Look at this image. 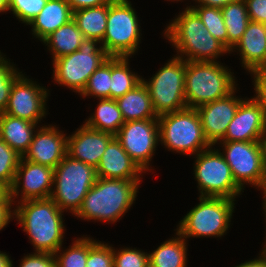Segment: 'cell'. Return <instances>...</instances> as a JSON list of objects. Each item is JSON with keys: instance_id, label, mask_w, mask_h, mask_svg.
<instances>
[{"instance_id": "cell-35", "label": "cell", "mask_w": 266, "mask_h": 267, "mask_svg": "<svg viewBox=\"0 0 266 267\" xmlns=\"http://www.w3.org/2000/svg\"><path fill=\"white\" fill-rule=\"evenodd\" d=\"M7 60L0 52V113H4L14 82L22 75Z\"/></svg>"}, {"instance_id": "cell-13", "label": "cell", "mask_w": 266, "mask_h": 267, "mask_svg": "<svg viewBox=\"0 0 266 267\" xmlns=\"http://www.w3.org/2000/svg\"><path fill=\"white\" fill-rule=\"evenodd\" d=\"M115 138L143 172L149 170L159 141L158 119L125 122Z\"/></svg>"}, {"instance_id": "cell-8", "label": "cell", "mask_w": 266, "mask_h": 267, "mask_svg": "<svg viewBox=\"0 0 266 267\" xmlns=\"http://www.w3.org/2000/svg\"><path fill=\"white\" fill-rule=\"evenodd\" d=\"M98 43L94 39H85L77 51L55 59L54 80L81 94L90 76L110 58L102 46L96 47Z\"/></svg>"}, {"instance_id": "cell-49", "label": "cell", "mask_w": 266, "mask_h": 267, "mask_svg": "<svg viewBox=\"0 0 266 267\" xmlns=\"http://www.w3.org/2000/svg\"><path fill=\"white\" fill-rule=\"evenodd\" d=\"M8 10V4L5 0H0V12H6Z\"/></svg>"}, {"instance_id": "cell-9", "label": "cell", "mask_w": 266, "mask_h": 267, "mask_svg": "<svg viewBox=\"0 0 266 267\" xmlns=\"http://www.w3.org/2000/svg\"><path fill=\"white\" fill-rule=\"evenodd\" d=\"M128 0H114L108 8L107 27L100 45L110 57H131L140 42V25Z\"/></svg>"}, {"instance_id": "cell-20", "label": "cell", "mask_w": 266, "mask_h": 267, "mask_svg": "<svg viewBox=\"0 0 266 267\" xmlns=\"http://www.w3.org/2000/svg\"><path fill=\"white\" fill-rule=\"evenodd\" d=\"M142 172L115 137L108 143L96 167L97 178L140 181Z\"/></svg>"}, {"instance_id": "cell-50", "label": "cell", "mask_w": 266, "mask_h": 267, "mask_svg": "<svg viewBox=\"0 0 266 267\" xmlns=\"http://www.w3.org/2000/svg\"><path fill=\"white\" fill-rule=\"evenodd\" d=\"M264 179H266V149H265V163H264Z\"/></svg>"}, {"instance_id": "cell-10", "label": "cell", "mask_w": 266, "mask_h": 267, "mask_svg": "<svg viewBox=\"0 0 266 267\" xmlns=\"http://www.w3.org/2000/svg\"><path fill=\"white\" fill-rule=\"evenodd\" d=\"M185 71L186 60L174 56L150 81L142 78L157 116L187 108Z\"/></svg>"}, {"instance_id": "cell-47", "label": "cell", "mask_w": 266, "mask_h": 267, "mask_svg": "<svg viewBox=\"0 0 266 267\" xmlns=\"http://www.w3.org/2000/svg\"><path fill=\"white\" fill-rule=\"evenodd\" d=\"M10 194V190L3 184H0V202Z\"/></svg>"}, {"instance_id": "cell-31", "label": "cell", "mask_w": 266, "mask_h": 267, "mask_svg": "<svg viewBox=\"0 0 266 267\" xmlns=\"http://www.w3.org/2000/svg\"><path fill=\"white\" fill-rule=\"evenodd\" d=\"M97 242L92 238L82 237L76 239L69 247L70 249L67 248L65 252L62 251L63 253L60 252V248L54 254L56 267H86L88 252Z\"/></svg>"}, {"instance_id": "cell-45", "label": "cell", "mask_w": 266, "mask_h": 267, "mask_svg": "<svg viewBox=\"0 0 266 267\" xmlns=\"http://www.w3.org/2000/svg\"><path fill=\"white\" fill-rule=\"evenodd\" d=\"M194 1L198 2L200 6L222 8L227 4L237 0H194Z\"/></svg>"}, {"instance_id": "cell-16", "label": "cell", "mask_w": 266, "mask_h": 267, "mask_svg": "<svg viewBox=\"0 0 266 267\" xmlns=\"http://www.w3.org/2000/svg\"><path fill=\"white\" fill-rule=\"evenodd\" d=\"M221 141H266V116L253 97L240 102Z\"/></svg>"}, {"instance_id": "cell-41", "label": "cell", "mask_w": 266, "mask_h": 267, "mask_svg": "<svg viewBox=\"0 0 266 267\" xmlns=\"http://www.w3.org/2000/svg\"><path fill=\"white\" fill-rule=\"evenodd\" d=\"M251 21L266 23V0H245Z\"/></svg>"}, {"instance_id": "cell-24", "label": "cell", "mask_w": 266, "mask_h": 267, "mask_svg": "<svg viewBox=\"0 0 266 267\" xmlns=\"http://www.w3.org/2000/svg\"><path fill=\"white\" fill-rule=\"evenodd\" d=\"M116 102L125 122L158 119L148 89L143 82L133 90L117 98Z\"/></svg>"}, {"instance_id": "cell-39", "label": "cell", "mask_w": 266, "mask_h": 267, "mask_svg": "<svg viewBox=\"0 0 266 267\" xmlns=\"http://www.w3.org/2000/svg\"><path fill=\"white\" fill-rule=\"evenodd\" d=\"M254 76V89L256 97L254 99L264 110L266 116V67L255 69L250 72Z\"/></svg>"}, {"instance_id": "cell-23", "label": "cell", "mask_w": 266, "mask_h": 267, "mask_svg": "<svg viewBox=\"0 0 266 267\" xmlns=\"http://www.w3.org/2000/svg\"><path fill=\"white\" fill-rule=\"evenodd\" d=\"M36 126L37 123L0 113V139L21 156L28 150Z\"/></svg>"}, {"instance_id": "cell-43", "label": "cell", "mask_w": 266, "mask_h": 267, "mask_svg": "<svg viewBox=\"0 0 266 267\" xmlns=\"http://www.w3.org/2000/svg\"><path fill=\"white\" fill-rule=\"evenodd\" d=\"M72 11H77L84 8L98 7L107 3H112L114 0H66Z\"/></svg>"}, {"instance_id": "cell-1", "label": "cell", "mask_w": 266, "mask_h": 267, "mask_svg": "<svg viewBox=\"0 0 266 267\" xmlns=\"http://www.w3.org/2000/svg\"><path fill=\"white\" fill-rule=\"evenodd\" d=\"M18 204L14 216L29 235L35 252L55 254L64 238V211L51 198L18 201Z\"/></svg>"}, {"instance_id": "cell-22", "label": "cell", "mask_w": 266, "mask_h": 267, "mask_svg": "<svg viewBox=\"0 0 266 267\" xmlns=\"http://www.w3.org/2000/svg\"><path fill=\"white\" fill-rule=\"evenodd\" d=\"M73 19V11L66 0H48L45 7L29 24L32 34L44 41L54 31Z\"/></svg>"}, {"instance_id": "cell-18", "label": "cell", "mask_w": 266, "mask_h": 267, "mask_svg": "<svg viewBox=\"0 0 266 267\" xmlns=\"http://www.w3.org/2000/svg\"><path fill=\"white\" fill-rule=\"evenodd\" d=\"M61 132L55 125L37 128L22 158L55 169L67 154V136Z\"/></svg>"}, {"instance_id": "cell-40", "label": "cell", "mask_w": 266, "mask_h": 267, "mask_svg": "<svg viewBox=\"0 0 266 267\" xmlns=\"http://www.w3.org/2000/svg\"><path fill=\"white\" fill-rule=\"evenodd\" d=\"M19 267H56L55 256L52 253L35 252L26 255Z\"/></svg>"}, {"instance_id": "cell-32", "label": "cell", "mask_w": 266, "mask_h": 267, "mask_svg": "<svg viewBox=\"0 0 266 267\" xmlns=\"http://www.w3.org/2000/svg\"><path fill=\"white\" fill-rule=\"evenodd\" d=\"M201 19L209 33L227 48V29L221 8L206 6H188Z\"/></svg>"}, {"instance_id": "cell-6", "label": "cell", "mask_w": 266, "mask_h": 267, "mask_svg": "<svg viewBox=\"0 0 266 267\" xmlns=\"http://www.w3.org/2000/svg\"><path fill=\"white\" fill-rule=\"evenodd\" d=\"M97 180L96 168L74 159L68 154L54 169L55 185L51 199L60 210L75 214L89 189Z\"/></svg>"}, {"instance_id": "cell-3", "label": "cell", "mask_w": 266, "mask_h": 267, "mask_svg": "<svg viewBox=\"0 0 266 267\" xmlns=\"http://www.w3.org/2000/svg\"><path fill=\"white\" fill-rule=\"evenodd\" d=\"M140 181L97 178L74 214L86 220L116 222L134 203Z\"/></svg>"}, {"instance_id": "cell-30", "label": "cell", "mask_w": 266, "mask_h": 267, "mask_svg": "<svg viewBox=\"0 0 266 267\" xmlns=\"http://www.w3.org/2000/svg\"><path fill=\"white\" fill-rule=\"evenodd\" d=\"M128 60V57H111L110 99L116 100L142 82V77L129 70Z\"/></svg>"}, {"instance_id": "cell-26", "label": "cell", "mask_w": 266, "mask_h": 267, "mask_svg": "<svg viewBox=\"0 0 266 267\" xmlns=\"http://www.w3.org/2000/svg\"><path fill=\"white\" fill-rule=\"evenodd\" d=\"M84 40V35L72 19L54 31L43 43L48 45V50L52 52L54 61L59 57L77 51Z\"/></svg>"}, {"instance_id": "cell-42", "label": "cell", "mask_w": 266, "mask_h": 267, "mask_svg": "<svg viewBox=\"0 0 266 267\" xmlns=\"http://www.w3.org/2000/svg\"><path fill=\"white\" fill-rule=\"evenodd\" d=\"M13 202L15 201L10 198V194L0 202V230H2L14 216V210H10Z\"/></svg>"}, {"instance_id": "cell-7", "label": "cell", "mask_w": 266, "mask_h": 267, "mask_svg": "<svg viewBox=\"0 0 266 267\" xmlns=\"http://www.w3.org/2000/svg\"><path fill=\"white\" fill-rule=\"evenodd\" d=\"M199 201L200 203L180 221L177 232L185 239L223 236L230 226L235 200L200 196Z\"/></svg>"}, {"instance_id": "cell-4", "label": "cell", "mask_w": 266, "mask_h": 267, "mask_svg": "<svg viewBox=\"0 0 266 267\" xmlns=\"http://www.w3.org/2000/svg\"><path fill=\"white\" fill-rule=\"evenodd\" d=\"M218 62L186 61L185 100L197 108L228 96L236 89L235 76Z\"/></svg>"}, {"instance_id": "cell-37", "label": "cell", "mask_w": 266, "mask_h": 267, "mask_svg": "<svg viewBox=\"0 0 266 267\" xmlns=\"http://www.w3.org/2000/svg\"><path fill=\"white\" fill-rule=\"evenodd\" d=\"M113 267H149V254L136 248H113Z\"/></svg>"}, {"instance_id": "cell-25", "label": "cell", "mask_w": 266, "mask_h": 267, "mask_svg": "<svg viewBox=\"0 0 266 267\" xmlns=\"http://www.w3.org/2000/svg\"><path fill=\"white\" fill-rule=\"evenodd\" d=\"M110 4L107 3L98 7L73 11V20L85 39H94L100 43L102 42L106 32Z\"/></svg>"}, {"instance_id": "cell-38", "label": "cell", "mask_w": 266, "mask_h": 267, "mask_svg": "<svg viewBox=\"0 0 266 267\" xmlns=\"http://www.w3.org/2000/svg\"><path fill=\"white\" fill-rule=\"evenodd\" d=\"M86 267H113V247L97 242L88 252Z\"/></svg>"}, {"instance_id": "cell-19", "label": "cell", "mask_w": 266, "mask_h": 267, "mask_svg": "<svg viewBox=\"0 0 266 267\" xmlns=\"http://www.w3.org/2000/svg\"><path fill=\"white\" fill-rule=\"evenodd\" d=\"M114 137L110 133L91 129L84 124L67 137V154L96 168L108 143Z\"/></svg>"}, {"instance_id": "cell-2", "label": "cell", "mask_w": 266, "mask_h": 267, "mask_svg": "<svg viewBox=\"0 0 266 267\" xmlns=\"http://www.w3.org/2000/svg\"><path fill=\"white\" fill-rule=\"evenodd\" d=\"M165 37L178 50L177 57L193 62H217L221 54L230 51L207 30L198 15L187 7L167 26ZM186 55V56H184ZM184 56V57H183ZM185 57H187L185 59Z\"/></svg>"}, {"instance_id": "cell-28", "label": "cell", "mask_w": 266, "mask_h": 267, "mask_svg": "<svg viewBox=\"0 0 266 267\" xmlns=\"http://www.w3.org/2000/svg\"><path fill=\"white\" fill-rule=\"evenodd\" d=\"M221 12L227 29V49L231 52L250 22L245 0L231 2Z\"/></svg>"}, {"instance_id": "cell-46", "label": "cell", "mask_w": 266, "mask_h": 267, "mask_svg": "<svg viewBox=\"0 0 266 267\" xmlns=\"http://www.w3.org/2000/svg\"><path fill=\"white\" fill-rule=\"evenodd\" d=\"M0 267H13L12 260L6 254L0 251Z\"/></svg>"}, {"instance_id": "cell-48", "label": "cell", "mask_w": 266, "mask_h": 267, "mask_svg": "<svg viewBox=\"0 0 266 267\" xmlns=\"http://www.w3.org/2000/svg\"><path fill=\"white\" fill-rule=\"evenodd\" d=\"M260 189L263 190V195H264V197H263V199H264L263 207L265 209L264 212H265V215H266V179H264ZM265 218H266V216H265Z\"/></svg>"}, {"instance_id": "cell-33", "label": "cell", "mask_w": 266, "mask_h": 267, "mask_svg": "<svg viewBox=\"0 0 266 267\" xmlns=\"http://www.w3.org/2000/svg\"><path fill=\"white\" fill-rule=\"evenodd\" d=\"M111 87V57L107 59L90 76L88 83L80 95L96 96L99 99L110 98Z\"/></svg>"}, {"instance_id": "cell-51", "label": "cell", "mask_w": 266, "mask_h": 267, "mask_svg": "<svg viewBox=\"0 0 266 267\" xmlns=\"http://www.w3.org/2000/svg\"><path fill=\"white\" fill-rule=\"evenodd\" d=\"M6 3L9 5L11 3L12 0H5Z\"/></svg>"}, {"instance_id": "cell-5", "label": "cell", "mask_w": 266, "mask_h": 267, "mask_svg": "<svg viewBox=\"0 0 266 267\" xmlns=\"http://www.w3.org/2000/svg\"><path fill=\"white\" fill-rule=\"evenodd\" d=\"M159 141L172 151L194 155L210 148L199 114L195 108H185L158 116ZM196 152V153H195Z\"/></svg>"}, {"instance_id": "cell-44", "label": "cell", "mask_w": 266, "mask_h": 267, "mask_svg": "<svg viewBox=\"0 0 266 267\" xmlns=\"http://www.w3.org/2000/svg\"><path fill=\"white\" fill-rule=\"evenodd\" d=\"M261 252V256L258 257V259H254L251 261H246L245 263H241L238 266L235 267H266V246Z\"/></svg>"}, {"instance_id": "cell-14", "label": "cell", "mask_w": 266, "mask_h": 267, "mask_svg": "<svg viewBox=\"0 0 266 267\" xmlns=\"http://www.w3.org/2000/svg\"><path fill=\"white\" fill-rule=\"evenodd\" d=\"M47 95L45 87L37 85L22 74L14 82L4 113L38 124L47 113Z\"/></svg>"}, {"instance_id": "cell-15", "label": "cell", "mask_w": 266, "mask_h": 267, "mask_svg": "<svg viewBox=\"0 0 266 267\" xmlns=\"http://www.w3.org/2000/svg\"><path fill=\"white\" fill-rule=\"evenodd\" d=\"M23 180V183L21 181ZM54 169L37 164L21 157L16 171L10 198L18 196L21 187L20 201L48 199L53 191Z\"/></svg>"}, {"instance_id": "cell-21", "label": "cell", "mask_w": 266, "mask_h": 267, "mask_svg": "<svg viewBox=\"0 0 266 267\" xmlns=\"http://www.w3.org/2000/svg\"><path fill=\"white\" fill-rule=\"evenodd\" d=\"M239 48V49H238ZM242 59V66L249 72L266 67V32L264 23L249 22L236 46Z\"/></svg>"}, {"instance_id": "cell-12", "label": "cell", "mask_w": 266, "mask_h": 267, "mask_svg": "<svg viewBox=\"0 0 266 267\" xmlns=\"http://www.w3.org/2000/svg\"><path fill=\"white\" fill-rule=\"evenodd\" d=\"M220 143L225 147L221 154L230 166L235 182L243 190V185L247 183L259 189L264 181L266 141H220Z\"/></svg>"}, {"instance_id": "cell-29", "label": "cell", "mask_w": 266, "mask_h": 267, "mask_svg": "<svg viewBox=\"0 0 266 267\" xmlns=\"http://www.w3.org/2000/svg\"><path fill=\"white\" fill-rule=\"evenodd\" d=\"M125 123L116 100L100 99L96 112L86 120L85 125L91 129L116 135Z\"/></svg>"}, {"instance_id": "cell-36", "label": "cell", "mask_w": 266, "mask_h": 267, "mask_svg": "<svg viewBox=\"0 0 266 267\" xmlns=\"http://www.w3.org/2000/svg\"><path fill=\"white\" fill-rule=\"evenodd\" d=\"M48 0H12L8 10L12 11L15 17L29 25L45 7Z\"/></svg>"}, {"instance_id": "cell-11", "label": "cell", "mask_w": 266, "mask_h": 267, "mask_svg": "<svg viewBox=\"0 0 266 267\" xmlns=\"http://www.w3.org/2000/svg\"><path fill=\"white\" fill-rule=\"evenodd\" d=\"M194 174L200 196L224 197L235 200L242 188L235 182L230 166L221 152L212 146L196 155Z\"/></svg>"}, {"instance_id": "cell-27", "label": "cell", "mask_w": 266, "mask_h": 267, "mask_svg": "<svg viewBox=\"0 0 266 267\" xmlns=\"http://www.w3.org/2000/svg\"><path fill=\"white\" fill-rule=\"evenodd\" d=\"M176 234L177 238L172 237L149 254V267H186V240Z\"/></svg>"}, {"instance_id": "cell-17", "label": "cell", "mask_w": 266, "mask_h": 267, "mask_svg": "<svg viewBox=\"0 0 266 267\" xmlns=\"http://www.w3.org/2000/svg\"><path fill=\"white\" fill-rule=\"evenodd\" d=\"M236 89L228 96L203 104L196 108L204 135L214 146L226 134L228 125L234 118L242 98L234 96Z\"/></svg>"}, {"instance_id": "cell-34", "label": "cell", "mask_w": 266, "mask_h": 267, "mask_svg": "<svg viewBox=\"0 0 266 267\" xmlns=\"http://www.w3.org/2000/svg\"><path fill=\"white\" fill-rule=\"evenodd\" d=\"M15 150L0 139V184L11 189L21 159Z\"/></svg>"}]
</instances>
